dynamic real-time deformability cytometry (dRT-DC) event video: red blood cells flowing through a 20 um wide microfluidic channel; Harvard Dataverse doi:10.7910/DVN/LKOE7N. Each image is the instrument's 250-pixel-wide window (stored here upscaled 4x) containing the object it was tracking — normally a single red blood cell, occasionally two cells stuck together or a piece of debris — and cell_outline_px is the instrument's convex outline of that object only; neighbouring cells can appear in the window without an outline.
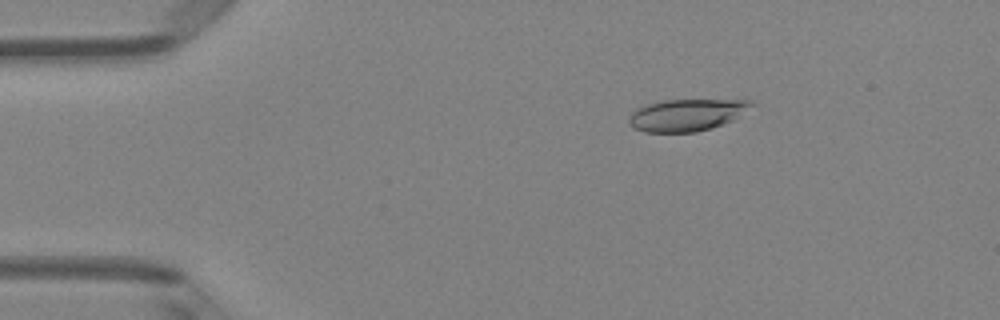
{"species": "Egyptian fruit bat (a non-hibernating species)", "species_latin": "Rousettus aegyptiacus", "temperature_condition": "room temperature", "stored_images_in_passage": 5, "camera_frame_rate_fps": 3000, "um_per_image_px": 0.085, "animal": {"sex": "female"}, "frame": {"image": 1, "passage_image": 2, "time_ms": 2.0, "image_size_px": [1000, 320], "cell_outline_px": [[756, 104], [732, 120], [712, 128], [696, 132], [644, 132], [628, 124], [628, 120], [632, 112], [636, 108], [644, 104], [664, 100], [752, 100]], "centroid_in_image_um": [58.35, 9.76], "position_along_channel_um": 26.7, "area_um2": 22.83}}
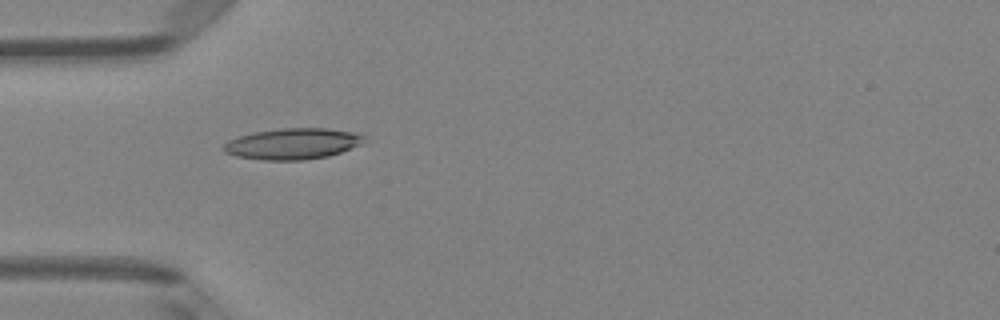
{"frame": {"image": 2, "passage_image": 4, "time_ms": 4.333, "image_size_px": [1000, 320], "cell_outline_px": [[364, 144], [328, 156], [304, 160], [264, 160], [236, 156], [224, 152], [220, 148], [228, 140], [236, 136], [252, 132], [280, 128], [328, 128], [352, 132], [364, 136]], "centroid_in_image_um": [24.83, 12.21], "position_along_channel_um": 60.2, "area_um2": 25.66}}
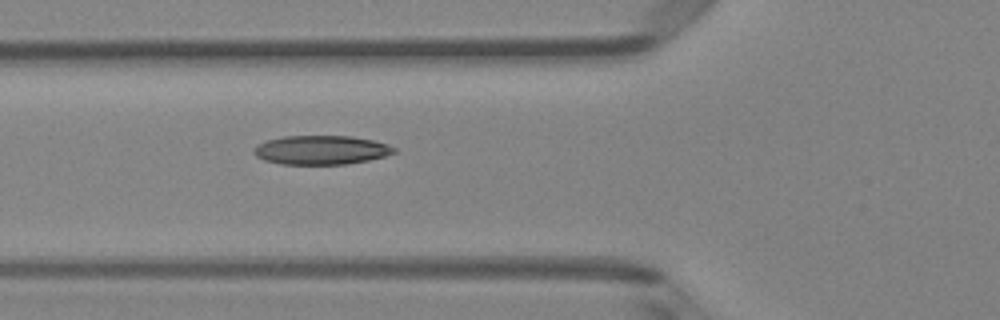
{"frame": {"image": 3, "passage_image": 5, "time_ms": 5.333, "image_size_px": [1000, 320], "cell_outline_px": [[396, 152], [384, 156], [368, 160], [348, 164], [280, 164], [264, 160], [256, 156], [252, 152], [256, 144], [268, 140], [284, 136], [352, 136], [372, 140], [388, 144], [396, 148]], "centroid_in_image_um": [27.28, 12.75], "position_along_channel_um": 98.5, "area_um2": 23.76}}